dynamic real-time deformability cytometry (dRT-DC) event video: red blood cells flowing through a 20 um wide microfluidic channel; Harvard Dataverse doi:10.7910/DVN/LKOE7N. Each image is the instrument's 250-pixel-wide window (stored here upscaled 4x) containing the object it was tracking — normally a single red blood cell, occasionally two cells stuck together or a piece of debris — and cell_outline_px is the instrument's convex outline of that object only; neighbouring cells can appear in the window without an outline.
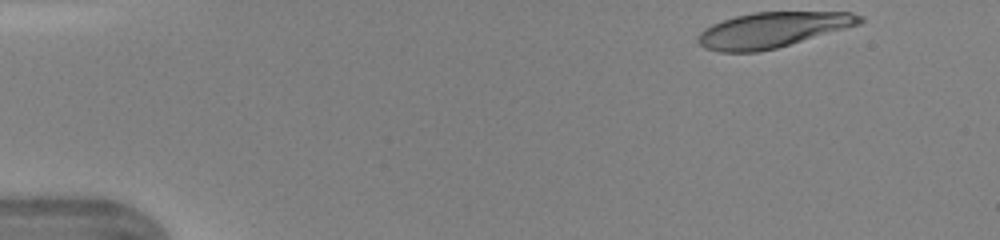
{"species": "human", "species_latin": "Homo sapiens", "temperature_condition": "warm", "stored_images_in_passage": 42, "camera_frame_rate_fps": 3000, "um_per_image_px": 0.085, "donor": {"sex": "female"}, "frame": {"image": 1, "passage_image": 1, "time_ms": 0.0, "image_size_px": [1000, 240], "cell_outline_px": [[864, 20], [860, 24], [776, 48], [756, 52], [720, 52], [704, 48], [696, 40], [696, 36], [704, 28], [712, 24], [736, 16], [756, 12], [852, 12], [864, 16]], "centroid_in_image_um": [65.64, 2.54], "position_along_channel_um": 19.4, "area_um2": 33.18}}
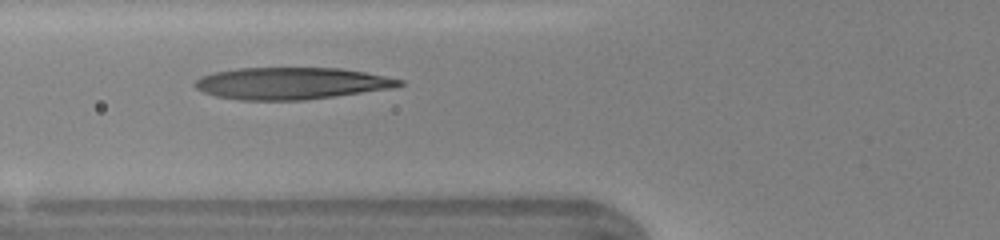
{"frame": {"image": 2, "passage_image": 14, "time_ms": 4.333, "image_size_px": [1000, 240], "cell_outline_px": [[404, 84], [396, 88], [304, 100], [240, 100], [216, 96], [204, 92], [196, 88], [192, 84], [200, 76], [212, 72], [236, 68], [340, 68], [364, 72], [404, 80]], "centroid_in_image_um": [24.75, 7.08], "position_along_channel_um": 101.1, "area_um2": 38.15}}
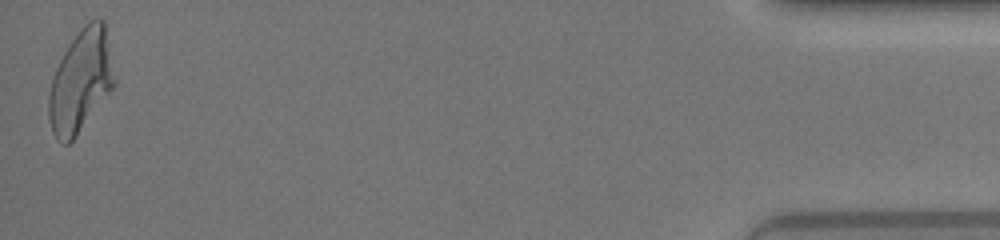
{"frame": {"image": 3, "passage_image": 42, "time_ms": 13.667, "image_size_px": [1000, 240], "cell_outline_px": [[116, 84], [76, 136], [68, 144], [60, 144], [56, 140], [52, 132], [48, 120], [48, 96], [52, 76], [64, 52], [80, 28], [88, 20], [96, 16], [104, 20], [116, 80]], "centroid_in_image_um": [6.85, 6.89], "position_along_channel_um": 428.3, "area_um2": 39.42}, "authors_computed_cell_mechanics": {"area_um2": 38.0613, "velocity_mm_per_s": 4.3702, "shape_relaxation_time_tau1_ms": 5.7149, "shape_relaxation_time_tau2_ms": 1.4791, "deformation_change_tau1": 0.2451, "deformation_change_tau2": 0.1232}}